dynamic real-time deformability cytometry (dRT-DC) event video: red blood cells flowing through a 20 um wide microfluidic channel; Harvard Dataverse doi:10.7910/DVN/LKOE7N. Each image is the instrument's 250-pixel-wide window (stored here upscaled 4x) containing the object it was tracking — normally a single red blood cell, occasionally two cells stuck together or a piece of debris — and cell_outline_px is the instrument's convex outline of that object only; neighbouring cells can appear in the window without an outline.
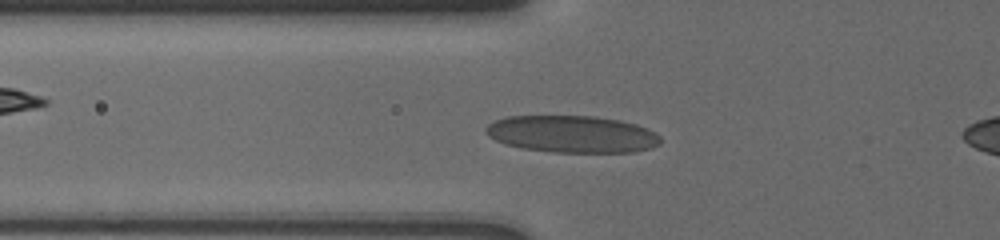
{"species": "human", "species_latin": "Homo sapiens", "temperature_condition": "cold", "stored_images_in_passage": 45, "camera_frame_rate_fps": 3000, "um_per_image_px": 0.085, "donor": {"sex": "male"}, "frame": {"image": 1, "passage_image": 9, "time_ms": 4.667, "image_size_px": [1000, 240], "cell_outline_px": [[660, 144], [652, 148], [632, 152], [552, 152], [520, 148], [504, 144], [488, 136], [484, 132], [484, 128], [488, 124], [496, 120], [508, 116], [596, 116], [620, 120], [636, 124], [660, 136]], "centroid_in_image_um": [48.59, 11.4], "position_along_channel_um": 77.2, "area_um2": 37.8}}
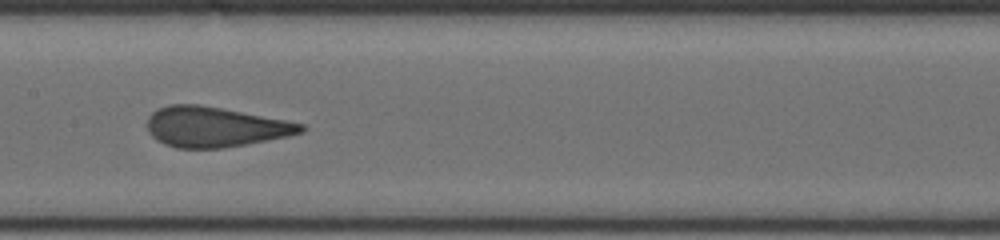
{"frame": {"image": 2, "passage_image": 14, "time_ms": 7.667, "image_size_px": [1000, 240], "cell_outline_px": [[308, 128], [304, 132], [288, 136], [244, 144], [220, 148], [176, 148], [164, 144], [156, 140], [148, 132], [148, 116], [152, 112], [168, 104], [200, 104], [284, 120], [304, 124]], "centroid_in_image_um": [18.25, 10.78], "position_along_channel_um": 189.2, "area_um2": 35.78}}
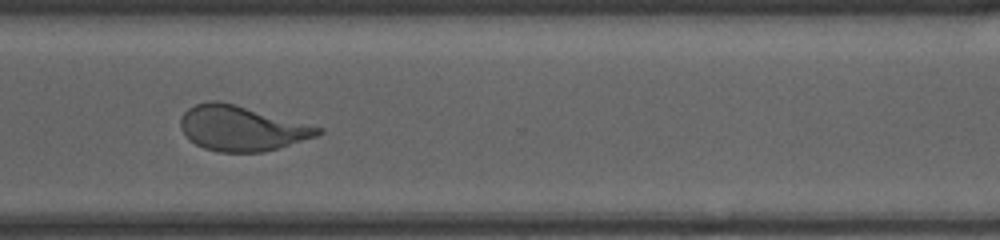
{"frame": {"image": 3, "passage_image": 32, "time_ms": 12.0, "image_size_px": [1000, 240], "cell_outline_px": [[324, 132], [316, 136], [264, 152], [220, 152], [204, 148], [188, 140], [184, 136], [180, 128], [180, 116], [188, 108], [196, 104], [208, 100], [216, 100], [232, 104], [324, 128]], "centroid_in_image_um": [20.48, 10.91], "position_along_channel_um": 350.1, "area_um2": 35.84}}